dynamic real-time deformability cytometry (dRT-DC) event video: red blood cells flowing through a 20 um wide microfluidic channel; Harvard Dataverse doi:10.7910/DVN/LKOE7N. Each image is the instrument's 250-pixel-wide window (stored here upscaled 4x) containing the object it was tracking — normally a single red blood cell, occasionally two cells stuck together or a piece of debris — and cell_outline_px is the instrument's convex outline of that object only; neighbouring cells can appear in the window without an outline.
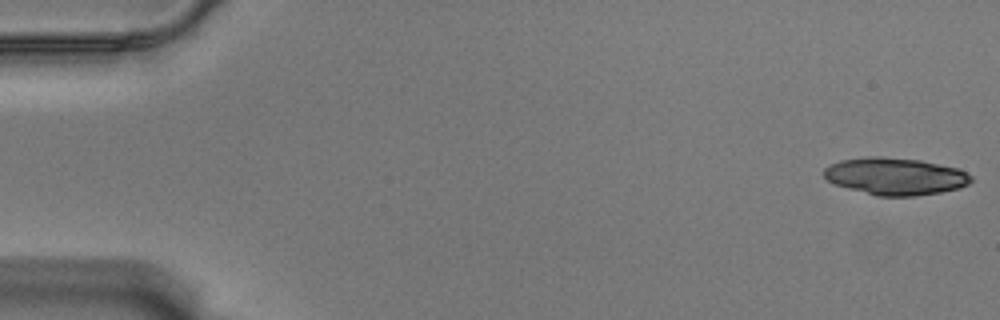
{"species": "Egyptian fruit bat (a non-hibernating species)", "species_latin": "Rousettus aegyptiacus", "temperature_condition": "warm", "stored_images_in_passage": 35, "camera_frame_rate_fps": 3000, "um_per_image_px": 0.085, "animal": {"sex": "male"}, "frame": {"image": 1, "passage_image": 1, "time_ms": 0.0, "image_size_px": [1000, 320], "cell_outline_px": [[972, 180], [968, 184], [960, 188], [940, 192], [916, 196], [876, 196], [848, 188], [836, 184], [828, 180], [824, 176], [824, 168], [840, 160], [872, 156], [880, 156], [920, 160], [956, 168], [972, 176]], "centroid_in_image_um": [76.1, 14.99], "position_along_channel_um": 8.9, "area_um2": 31.67}}
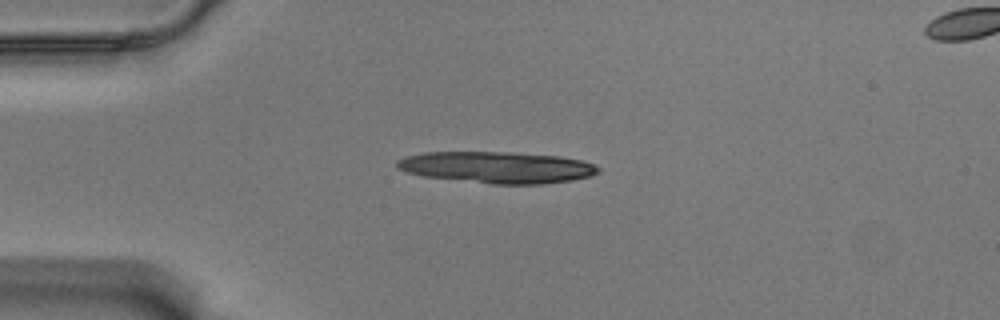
{"frame": {"image": 2, "passage_image": 14, "time_ms": 4.333, "image_size_px": [1000, 320], "cell_outline_px": [[600, 172], [592, 176], [572, 180], [544, 184], [492, 184], [424, 176], [408, 172], [396, 168], [396, 160], [404, 156], [424, 152], [512, 152], [560, 156], [580, 160], [592, 164], [600, 168]], "centroid_in_image_um": [42.25, 14.22], "position_along_channel_um": 42.8, "area_um2": 37.11}}